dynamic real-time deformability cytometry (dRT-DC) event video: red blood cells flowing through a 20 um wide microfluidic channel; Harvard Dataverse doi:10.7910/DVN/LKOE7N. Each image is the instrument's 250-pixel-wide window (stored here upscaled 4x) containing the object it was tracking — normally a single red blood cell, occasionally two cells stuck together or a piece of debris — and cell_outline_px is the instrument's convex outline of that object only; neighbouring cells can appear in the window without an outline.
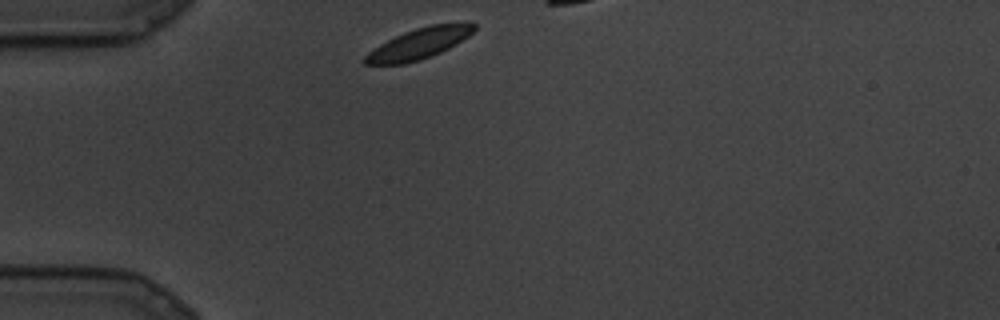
{"species": "common noctule bat (a hibernating species)", "species_latin": "Nyctalus noctula", "temperature_condition": "cold", "stored_images_in_passage": 6, "segment_of_instrument_passage": [1, 2], "camera_frame_rate_fps": 3000, "um_per_image_px": 0.085, "animal": {"sex": "male", "body_mass_g": 19.5, "forearm_length_mm": 54.6}, "frame": {"image": 1, "passage_image": 1, "time_ms": 0.0, "image_size_px": [1000, 320], "cell_outline_px": [[476, 28], [468, 36], [456, 44], [432, 56], [420, 60], [404, 64], [364, 64], [364, 56], [368, 52], [380, 44], [404, 32], [416, 28], [432, 24], [464, 20], [476, 24]], "centroid_in_image_um": [35.68, 3.67], "position_along_channel_um": 49.3, "area_um2": 19.77}}
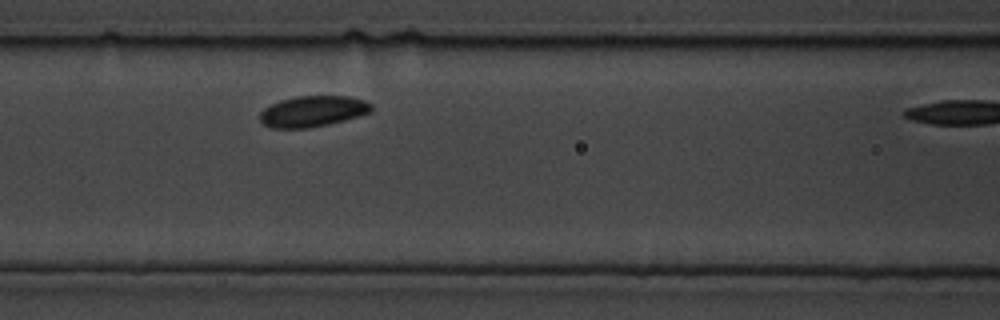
{"frame": {"image": 2, "passage_image": 5, "time_ms": 1.333, "image_size_px": [1000, 320], "cell_outline_px": [[372, 112], [360, 116], [328, 124], [308, 128], [272, 128], [264, 124], [260, 120], [260, 112], [264, 108], [280, 100], [296, 96], [348, 96], [364, 100], [372, 104]], "centroid_in_image_um": [26.6, 9.46], "position_along_channel_um": 140.0, "area_um2": 20.11}}